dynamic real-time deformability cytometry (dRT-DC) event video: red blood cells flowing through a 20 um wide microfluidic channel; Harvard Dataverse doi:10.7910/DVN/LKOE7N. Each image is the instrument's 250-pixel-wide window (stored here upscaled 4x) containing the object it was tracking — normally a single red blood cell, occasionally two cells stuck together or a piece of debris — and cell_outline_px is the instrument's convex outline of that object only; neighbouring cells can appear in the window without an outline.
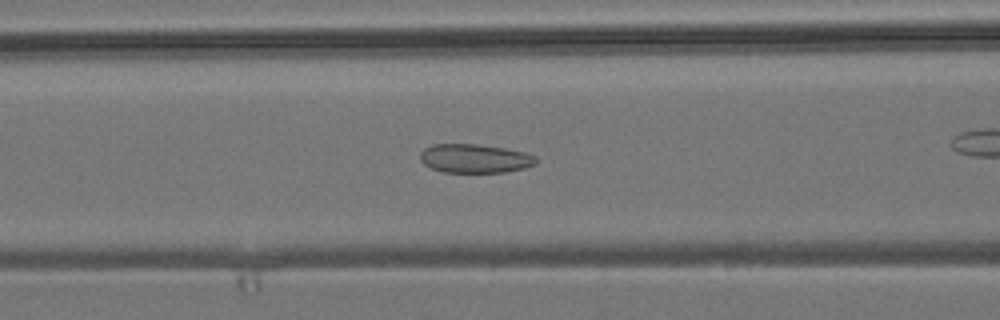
{"species": "common noctule bat (a hibernating species)", "species_latin": "Nyctalus noctula", "temperature_condition": "room temperature", "stored_images_in_passage": 40, "camera_frame_rate_fps": 3000, "um_per_image_px": 0.085, "animal": {"sex": "male", "body_mass_g": 19.2, "forearm_length_mm": 51.8}, "frame": {"image": 1, "passage_image": 20, "time_ms": 6.333, "image_size_px": [1000, 320], "cell_outline_px": [[536, 164], [524, 168], [504, 172], [444, 172], [432, 168], [424, 164], [420, 160], [420, 152], [424, 148], [432, 144], [476, 144], [504, 148], [524, 152], [536, 156]], "centroid_in_image_um": [40.34, 13.46], "position_along_channel_um": 126.3, "area_um2": 19.42}}
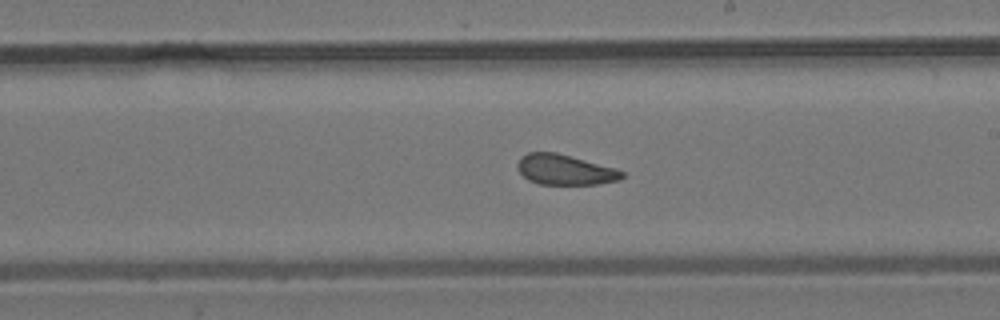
{"frame": {"image": 2, "passage_image": 29, "time_ms": 9.333, "image_size_px": [1000, 320], "cell_outline_px": [[624, 176], [620, 180], [596, 184], [540, 184], [528, 180], [516, 168], [516, 164], [520, 156], [528, 152], [556, 152], [616, 168], [624, 172]], "centroid_in_image_um": [48.0, 14.42], "position_along_channel_um": 241.0, "area_um2": 18.55}}
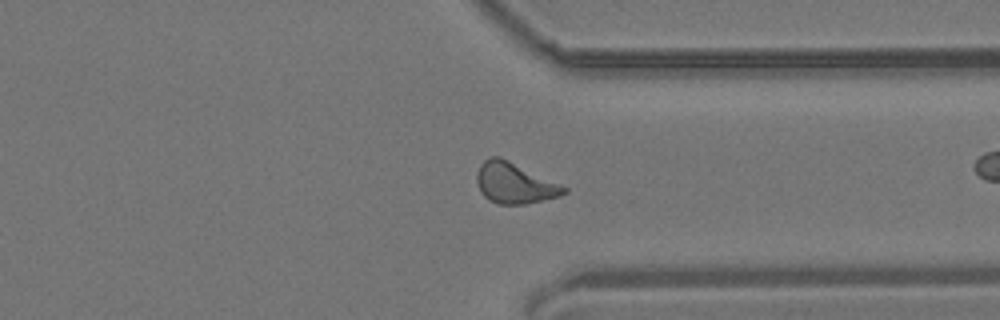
{"frame": {"image": 3, "passage_image": 39, "time_ms": 12.667, "image_size_px": [1000, 320], "cell_outline_px": [[568, 192], [560, 196], [524, 204], [500, 204], [488, 200], [480, 192], [476, 180], [476, 172], [480, 164], [484, 160], [492, 156], [500, 156], [568, 188]], "centroid_in_image_um": [43.7, 15.56], "position_along_channel_um": 367.7, "area_um2": 20.63}}